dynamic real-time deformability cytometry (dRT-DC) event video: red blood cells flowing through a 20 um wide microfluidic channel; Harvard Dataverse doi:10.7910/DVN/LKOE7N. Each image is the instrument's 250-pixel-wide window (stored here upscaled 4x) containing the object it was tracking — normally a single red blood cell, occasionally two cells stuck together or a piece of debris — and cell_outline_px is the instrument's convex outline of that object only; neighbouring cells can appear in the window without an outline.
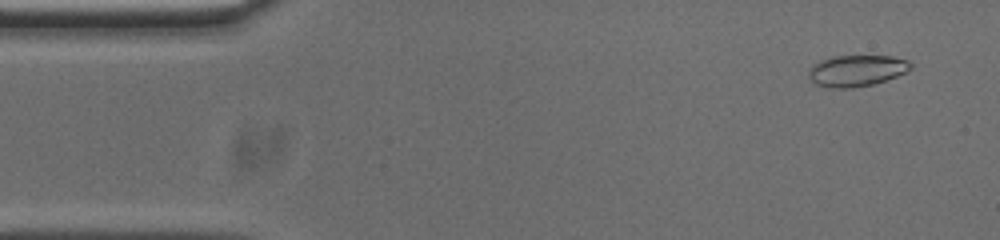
{"species": "common noctule bat (a hibernating species)", "species_latin": "Nyctalus noctula", "temperature_condition": "cold", "stored_images_in_passage": 51, "camera_frame_rate_fps": 3000, "um_per_image_px": 0.085, "animal": {"sex": "male", "body_mass_g": 20.0, "forearm_length_mm": 53.3}, "frame": {"image": 1, "passage_image": 1, "time_ms": 0.0, "image_size_px": [1000, 240], "cell_outline_px": [[912, 68], [896, 76], [872, 84], [852, 88], [832, 88], [816, 84], [808, 76], [808, 72], [812, 64], [820, 60], [832, 56], [892, 56], [908, 60], [912, 64]], "centroid_in_image_um": [72.79, 5.99], "position_along_channel_um": 12.2, "area_um2": 18.55}}
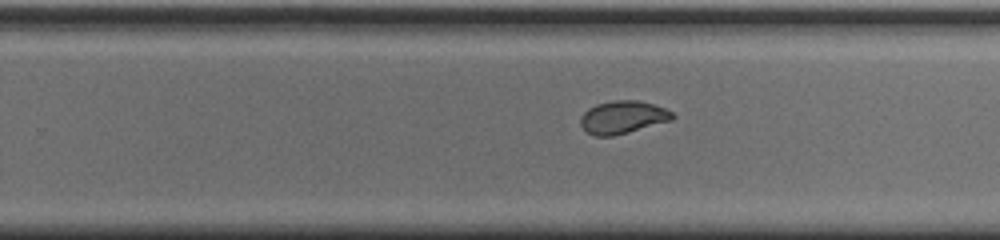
{"frame": {"image": 2, "passage_image": 30, "time_ms": 9.667, "image_size_px": [1000, 240], "cell_outline_px": [[676, 116], [672, 120], [628, 132], [612, 136], [596, 136], [588, 132], [580, 124], [580, 116], [588, 108], [596, 104], [616, 100], [636, 100], [652, 104], [664, 108], [672, 112]], "centroid_in_image_um": [52.93, 9.96], "position_along_channel_um": 276.9, "area_um2": 17.4}}
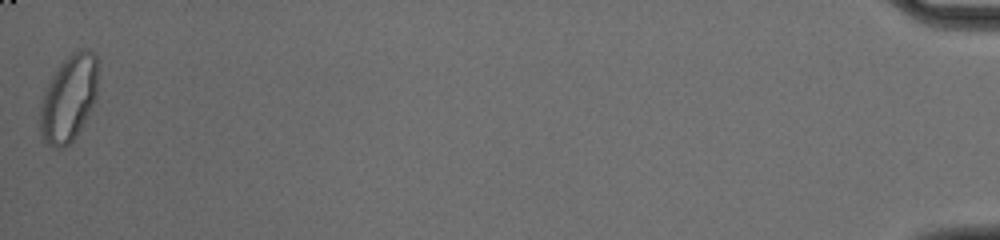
{"frame": {"image": 3, "passage_image": 51, "time_ms": 16.667, "image_size_px": [1000, 240], "cell_outline_px": [[96, 100], [88, 116], [76, 136], [64, 148], [56, 148], [48, 144], [44, 140], [40, 132], [40, 100], [48, 80], [60, 64], [72, 52], [80, 48], [88, 48], [96, 56]], "centroid_in_image_um": [5.82, 8.35], "position_along_channel_um": 429.4, "area_um2": 29.36}, "authors_computed_cell_mechanics": {"area_um2": 18.207, "velocity_mm_per_s": 3.733, "shape_relaxation_time_tau1_ms": 10.6485, "shape_relaxation_time_tau2_ms": 1.1793, "deformation_change_tau1": 0.2335, "deformation_change_tau2": 0.0529}}